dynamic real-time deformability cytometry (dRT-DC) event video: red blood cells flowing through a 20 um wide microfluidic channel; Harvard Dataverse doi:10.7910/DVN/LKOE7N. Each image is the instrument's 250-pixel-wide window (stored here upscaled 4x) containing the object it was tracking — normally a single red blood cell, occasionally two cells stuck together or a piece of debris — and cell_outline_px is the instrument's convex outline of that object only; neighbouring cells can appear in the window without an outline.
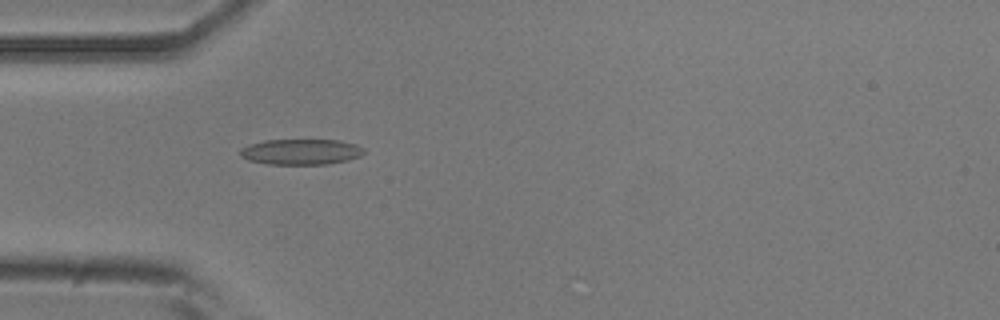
{"species": "common noctule bat (a hibernating species)", "species_latin": "Nyctalus noctula", "temperature_condition": "room temperature", "stored_images_in_passage": 37, "camera_frame_rate_fps": 3000, "um_per_image_px": 0.085, "animal": {"sex": "male", "body_mass_g": 20.5, "forearm_length_mm": 52.5}, "frame": {"image": 1, "passage_image": 1, "time_ms": 0.0, "image_size_px": [1000, 320], "cell_outline_px": [[364, 152], [360, 156], [348, 160], [328, 164], [268, 164], [248, 160], [240, 156], [240, 148], [248, 144], [264, 140], [340, 140], [356, 144], [364, 148]], "centroid_in_image_um": [25.57, 12.9], "position_along_channel_um": 59.4, "area_um2": 18.61}}
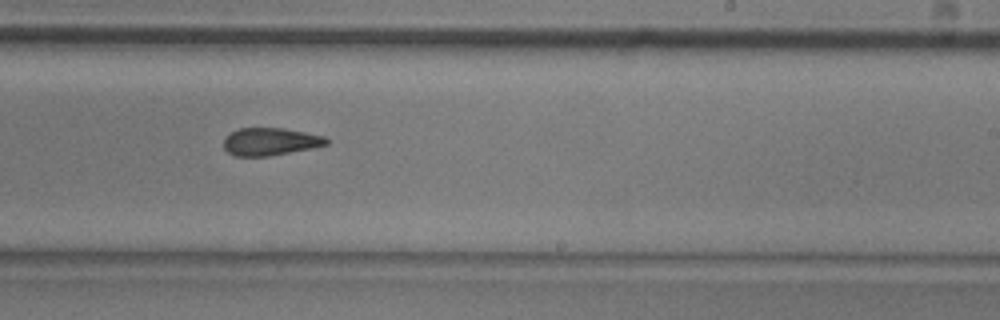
{"frame": {"image": 2, "passage_image": 17, "time_ms": 5.333, "image_size_px": [1000, 320], "cell_outline_px": [[328, 144], [312, 148], [268, 156], [232, 156], [224, 148], [224, 136], [240, 128], [284, 128], [324, 136], [328, 140]], "centroid_in_image_um": [22.94, 12.04], "position_along_channel_um": 266.1, "area_um2": 16.47}}
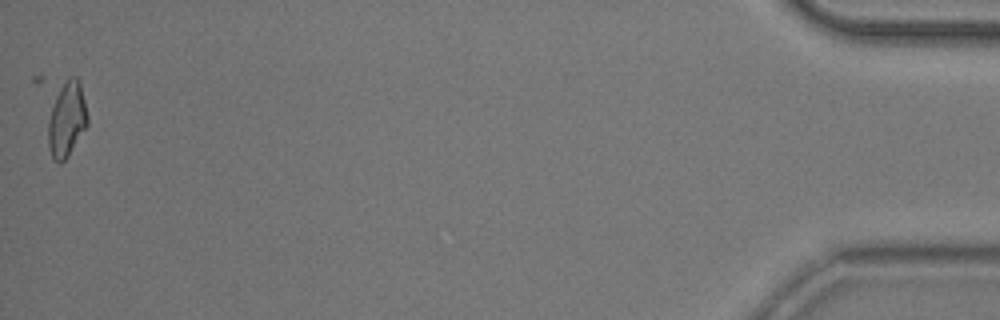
{"frame": {"image": 3, "passage_image": 37, "time_ms": 12.0, "image_size_px": [1000, 320], "cell_outline_px": [[88, 124], [68, 156], [60, 164], [52, 156], [48, 144], [48, 120], [60, 84], [72, 76], [76, 76], [80, 84], [88, 116]], "centroid_in_image_um": [5.68, 10.14], "position_along_channel_um": 429.5, "area_um2": 16.99}, "authors_computed_cell_mechanics": {"area_um2": 17.2244, "velocity_mm_per_s": 3.8991, "shape_relaxation_time_tau1_ms": 6.9684, "shape_relaxation_time_tau2_ms": 3.875, "deformation_change_tau1": 0.1624, "deformation_change_tau2": 0.1156}}